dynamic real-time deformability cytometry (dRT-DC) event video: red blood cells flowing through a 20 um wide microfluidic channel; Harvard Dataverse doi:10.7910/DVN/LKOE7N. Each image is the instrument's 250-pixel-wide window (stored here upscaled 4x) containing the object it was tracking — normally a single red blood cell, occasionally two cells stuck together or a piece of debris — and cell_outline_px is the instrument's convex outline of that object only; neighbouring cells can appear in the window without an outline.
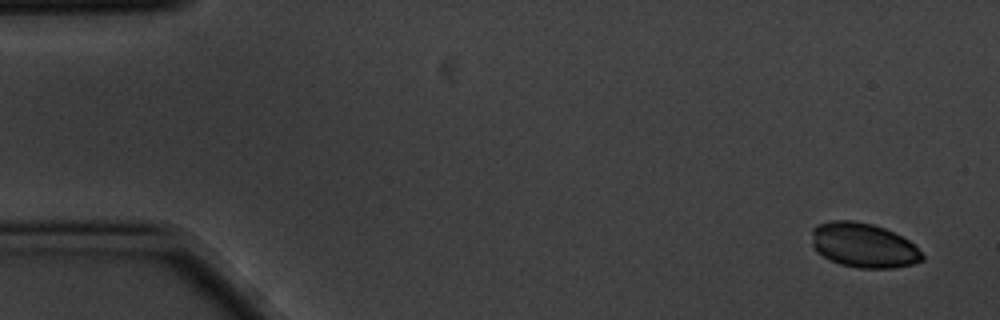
{"species": "common noctule bat (a hibernating species)", "species_latin": "Nyctalus noctula", "temperature_condition": "cold", "stored_images_in_passage": 5, "camera_frame_rate_fps": 3000, "um_per_image_px": 0.085, "animal": {"sex": "male", "body_mass_g": 20.1, "forearm_length_mm": 53.5}, "frame": {"image": 1, "passage_image": 1, "time_ms": 0.0, "image_size_px": [1000, 320], "cell_outline_px": [[924, 260], [912, 264], [892, 268], [860, 268], [840, 264], [816, 252], [812, 244], [812, 228], [816, 224], [832, 220], [852, 220], [872, 224], [884, 228], [916, 244], [924, 256]], "centroid_in_image_um": [73.4, 20.84], "position_along_channel_um": 11.6, "area_um2": 28.78}}
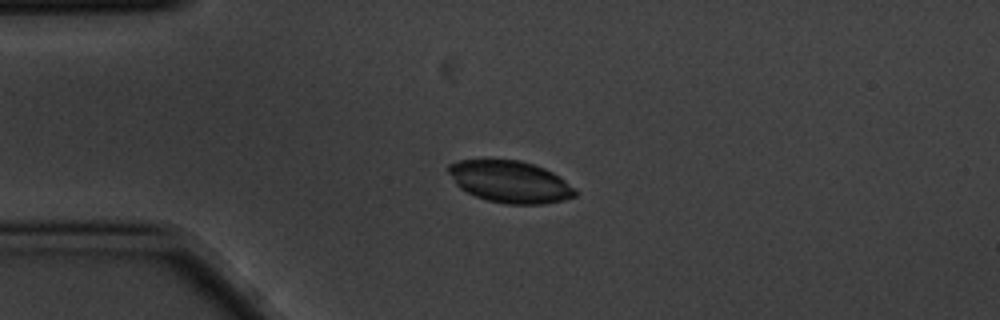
{"frame": {"image": 2, "passage_image": 4, "time_ms": 1.0, "image_size_px": [1000, 320], "cell_outline_px": [[580, 192], [576, 196], [564, 200], [544, 204], [504, 204], [488, 200], [476, 196], [460, 188], [456, 184], [448, 172], [448, 164], [460, 160], [520, 160], [544, 168], [560, 176], [576, 188]], "centroid_in_image_um": [43.4, 15.46], "position_along_channel_um": 41.6, "area_um2": 31.04}}